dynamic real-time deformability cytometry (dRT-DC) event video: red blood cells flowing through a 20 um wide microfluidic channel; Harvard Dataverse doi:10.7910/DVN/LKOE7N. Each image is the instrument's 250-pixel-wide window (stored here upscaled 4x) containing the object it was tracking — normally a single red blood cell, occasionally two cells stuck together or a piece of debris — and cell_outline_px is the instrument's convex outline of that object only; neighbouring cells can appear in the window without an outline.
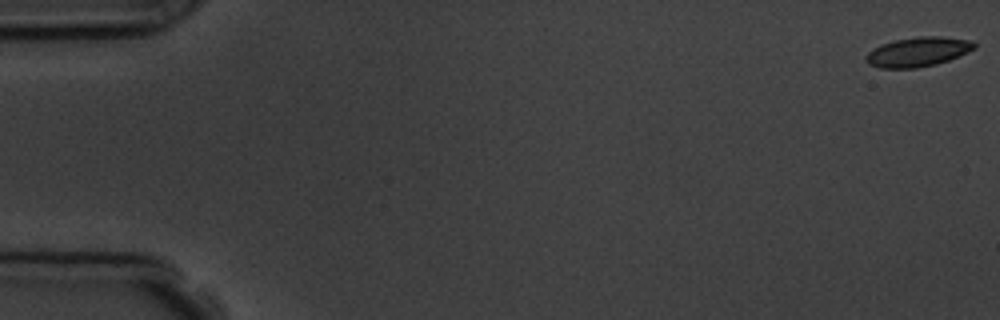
{"species": "common noctule bat (a hibernating species)", "species_latin": "Nyctalus noctula", "temperature_condition": "room temperature", "stored_images_in_passage": 5, "camera_frame_rate_fps": 3000, "um_per_image_px": 0.085, "animal": {"sex": "male", "body_mass_g": 19.5, "forearm_length_mm": 54.6}, "frame": {"image": 1, "passage_image": 1, "time_ms": 0.0, "image_size_px": [1000, 320], "cell_outline_px": [[976, 48], [948, 60], [936, 64], [916, 68], [880, 68], [868, 64], [864, 60], [864, 56], [868, 52], [884, 44], [896, 40], [916, 36], [940, 36], [972, 40], [976, 44]], "centroid_in_image_um": [78.02, 4.41], "position_along_channel_um": 7.0, "area_um2": 18.55}}
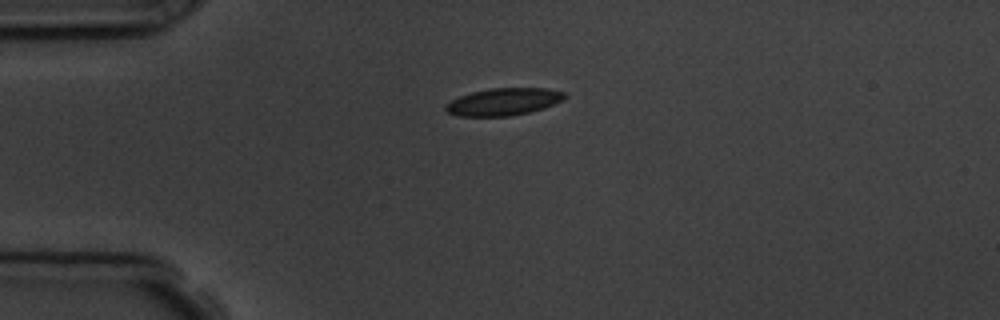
{"frame": {"image": 2, "passage_image": 4, "time_ms": 4.333, "image_size_px": [1000, 320], "cell_outline_px": [[568, 96], [564, 100], [544, 108], [512, 116], [456, 116], [448, 112], [444, 108], [444, 104], [460, 96], [472, 92], [488, 88], [548, 88], [564, 92]], "centroid_in_image_um": [42.82, 8.64], "position_along_channel_um": 42.2, "area_um2": 19.07}}